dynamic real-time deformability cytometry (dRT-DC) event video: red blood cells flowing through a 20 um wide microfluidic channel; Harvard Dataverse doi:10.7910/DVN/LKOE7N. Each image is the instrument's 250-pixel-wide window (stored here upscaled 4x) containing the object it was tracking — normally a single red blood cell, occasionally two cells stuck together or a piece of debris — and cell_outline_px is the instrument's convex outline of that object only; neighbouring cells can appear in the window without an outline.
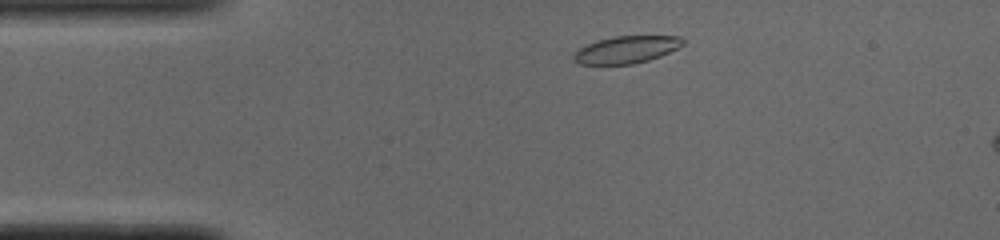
{"species": "common noctule bat (a hibernating species)", "species_latin": "Nyctalus noctula", "temperature_condition": "cold", "stored_images_in_passage": 8, "camera_frame_rate_fps": 3000, "um_per_image_px": 0.085, "animal": {"sex": "male", "body_mass_g": 19.0, "forearm_length_mm": 50.8}, "frame": {"image": 1, "passage_image": 3, "time_ms": 0.667, "image_size_px": [1000, 240], "cell_outline_px": [[684, 44], [660, 56], [648, 60], [632, 64], [580, 64], [572, 60], [572, 56], [580, 48], [596, 40], [616, 36], [680, 36], [684, 40]], "centroid_in_image_um": [53.23, 4.21], "position_along_channel_um": 31.8, "area_um2": 17.17}}